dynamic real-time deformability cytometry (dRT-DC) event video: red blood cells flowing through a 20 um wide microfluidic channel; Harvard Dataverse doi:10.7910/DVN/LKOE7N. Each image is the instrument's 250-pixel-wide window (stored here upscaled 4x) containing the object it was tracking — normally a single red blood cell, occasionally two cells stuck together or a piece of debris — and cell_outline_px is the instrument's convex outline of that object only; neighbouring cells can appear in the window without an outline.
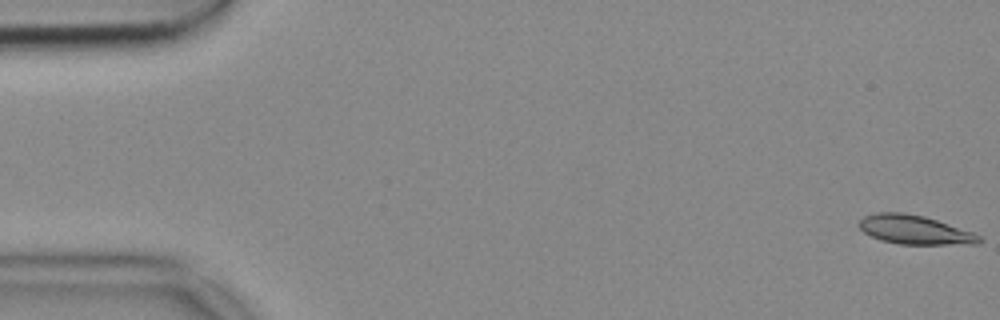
{"species": "common noctule bat (a hibernating species)", "species_latin": "Nyctalus noctula", "temperature_condition": "cold", "stored_images_in_passage": 34, "camera_frame_rate_fps": 3000, "um_per_image_px": 0.085, "animal": {"sex": "female", "body_mass_g": 18.4}, "frame": {"image": 1, "passage_image": 1, "time_ms": 0.0, "image_size_px": [1000, 320], "cell_outline_px": [[984, 240], [980, 244], [900, 244], [880, 240], [864, 232], [860, 228], [860, 220], [864, 216], [876, 212], [904, 212], [924, 216], [972, 232], [980, 236]], "centroid_in_image_um": [77.76, 19.53], "position_along_channel_um": 7.2, "area_um2": 20.17}}